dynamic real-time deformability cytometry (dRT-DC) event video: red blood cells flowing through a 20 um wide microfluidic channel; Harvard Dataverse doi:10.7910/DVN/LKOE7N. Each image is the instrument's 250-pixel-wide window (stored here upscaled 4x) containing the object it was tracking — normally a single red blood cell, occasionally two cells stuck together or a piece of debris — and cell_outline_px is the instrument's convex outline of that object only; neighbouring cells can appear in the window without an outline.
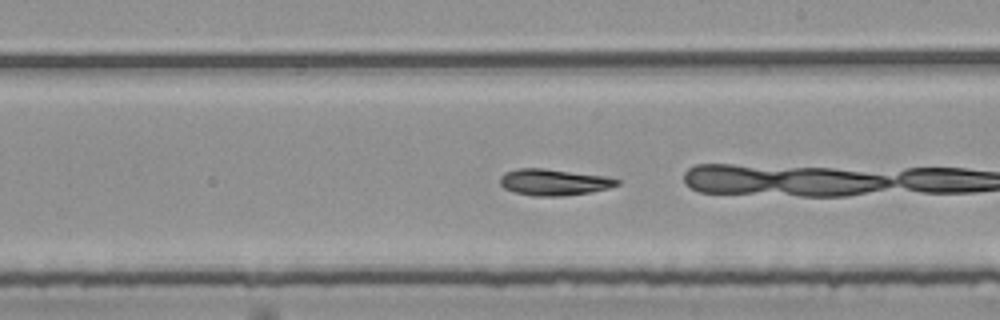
{"species": "common noctule bat (a hibernating species)", "species_latin": "Nyctalus noctula", "temperature_condition": "room temperature", "stored_images_in_passage": 30, "camera_frame_rate_fps": 3000, "um_per_image_px": 0.085, "animal": {"sex": "female", "body_mass_g": 25.1}, "frame": {"image": 1, "passage_image": 13, "time_ms": 4.0, "image_size_px": [1000, 320], "cell_outline_px": [[620, 184], [608, 188], [588, 192], [560, 196], [532, 196], [516, 192], [504, 188], [500, 184], [500, 176], [504, 172], [520, 168], [544, 168], [608, 176], [620, 180]], "centroid_in_image_um": [47.07, 15.47], "position_along_channel_um": 241.9, "area_um2": 17.98}, "authors_computed_cell_mechanics": {"area_um2": 17.6579, "velocity_mm_per_s": 3.765, "shape_relaxation_time_tau1_ms": 5.1698, "shape_relaxation_time_tau2_ms": 5.2982, "deformation_change_tau1": 0.1589, "deformation_change_tau2": 0.1086}}